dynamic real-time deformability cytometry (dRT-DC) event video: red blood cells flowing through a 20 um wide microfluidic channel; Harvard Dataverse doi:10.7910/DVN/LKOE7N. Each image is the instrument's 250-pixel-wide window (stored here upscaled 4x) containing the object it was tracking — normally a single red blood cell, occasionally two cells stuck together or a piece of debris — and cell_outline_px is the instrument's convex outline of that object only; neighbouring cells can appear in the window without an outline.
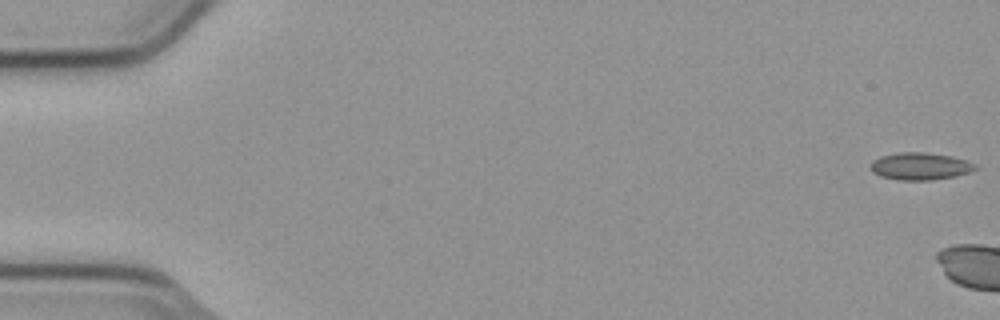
{"species": "common noctule bat (a hibernating species)", "species_latin": "Nyctalus noctula", "temperature_condition": "cold", "stored_images_in_passage": 3, "camera_frame_rate_fps": 3000, "um_per_image_px": 0.085, "animal": {"sex": "male", "body_mass_g": 23.1, "forearm_length_mm": 52.7}, "frame": {"image": 1, "passage_image": 1, "time_ms": 0.0, "image_size_px": [1000, 320], "cell_outline_px": [[976, 168], [968, 172], [952, 176], [928, 180], [900, 180], [880, 176], [872, 172], [868, 168], [872, 160], [880, 156], [896, 152], [924, 152], [952, 156], [976, 164]], "centroid_in_image_um": [78.12, 14.11], "position_along_channel_um": 6.9, "area_um2": 16.59}}